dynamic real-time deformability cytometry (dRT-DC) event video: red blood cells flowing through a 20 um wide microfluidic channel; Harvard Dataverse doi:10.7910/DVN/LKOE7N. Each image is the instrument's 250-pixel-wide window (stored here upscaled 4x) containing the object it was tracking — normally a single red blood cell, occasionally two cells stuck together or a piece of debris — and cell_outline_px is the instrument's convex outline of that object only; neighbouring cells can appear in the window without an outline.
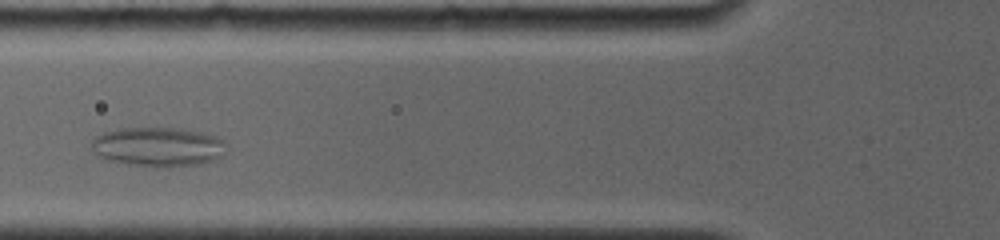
{"species": "common noctule bat (a hibernating species)", "species_latin": "Nyctalus noctula", "temperature_condition": "room temperature", "stored_images_in_passage": 12, "camera_frame_rate_fps": 4000, "um_per_image_px": 0.085, "animal": {"sex": "female", "body_mass_g": 19.0, "forearm_length_mm": 56.7}, "frame": {"image": 1, "passage_image": 6, "time_ms": 2.5, "image_size_px": [1000, 240], "cell_outline_px": [[224, 152], [220, 156], [212, 160], [200, 164], [168, 168], [164, 168], [128, 164], [104, 160], [92, 148], [92, 140], [96, 136], [104, 132], [120, 128], [180, 128], [204, 132], [216, 136], [224, 140]], "centroid_in_image_um": [13.44, 12.48], "position_along_channel_um": 112.4, "area_um2": 31.1}}
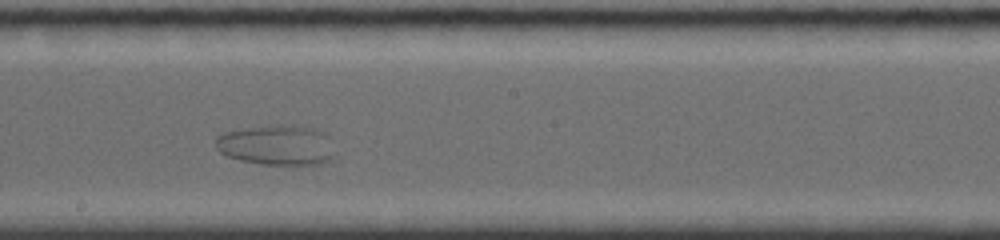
{"frame": {"image": 2, "passage_image": 10, "time_ms": 5.75, "image_size_px": [1000, 240], "cell_outline_px": [[332, 160], [320, 164], [260, 164], [240, 160], [228, 156], [220, 152], [216, 148], [216, 136], [224, 132], [252, 128], [292, 124], [312, 128], [328, 132], [332, 156]], "centroid_in_image_um": [23.53, 12.33], "position_along_channel_um": 224.7, "area_um2": 27.63}}
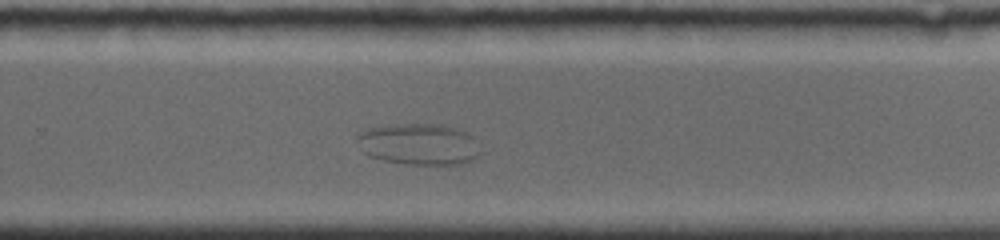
{"frame": {"image": 3, "passage_image": 12, "time_ms": 7.75, "image_size_px": [1000, 240], "cell_outline_px": [[476, 156], [472, 160], [464, 164], [404, 164], [384, 160], [368, 156], [360, 152], [356, 140], [356, 136], [360, 132], [368, 128], [384, 124], [432, 124], [456, 128], [468, 132], [472, 136]], "centroid_in_image_um": [35.47, 12.25], "position_along_channel_um": 294.3, "area_um2": 29.65}}